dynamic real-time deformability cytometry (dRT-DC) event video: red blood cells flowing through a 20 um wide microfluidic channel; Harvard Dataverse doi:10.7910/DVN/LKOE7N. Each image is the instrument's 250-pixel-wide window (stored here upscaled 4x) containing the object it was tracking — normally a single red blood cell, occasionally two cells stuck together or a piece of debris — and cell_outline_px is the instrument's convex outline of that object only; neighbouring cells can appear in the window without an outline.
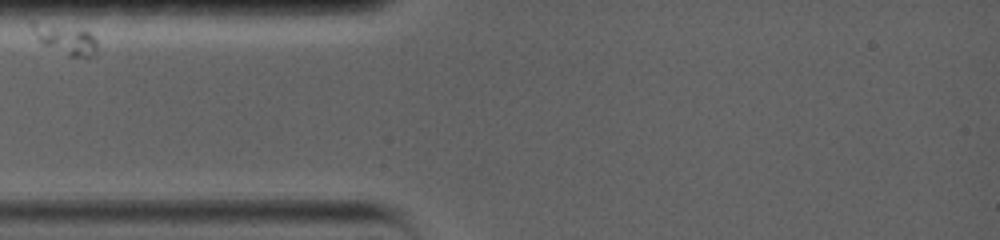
{"species": "common noctule bat (a hibernating species)", "species_latin": "Nyctalus noctula", "temperature_condition": "warm", "stored_images_in_passage": 1, "camera_frame_rate_fps": 5000, "um_per_image_px": 0.085, "animal": {"sex": "female", "body_mass_g": 19.0, "forearm_length_mm": 56.7}, "frame": {"image": 1, "passage_image": 1, "time_ms": 0.0, "image_size_px": [1000, 240], "cell_outline_px": [[96, 52], [88, 60], [68, 56], [44, 44], [36, 36], [28, 20], [32, 20], [88, 32], [96, 40]], "centroid_in_image_um": [5.58, 3.38], "position_along_channel_um": 79.4, "area_um2": 11.04}}